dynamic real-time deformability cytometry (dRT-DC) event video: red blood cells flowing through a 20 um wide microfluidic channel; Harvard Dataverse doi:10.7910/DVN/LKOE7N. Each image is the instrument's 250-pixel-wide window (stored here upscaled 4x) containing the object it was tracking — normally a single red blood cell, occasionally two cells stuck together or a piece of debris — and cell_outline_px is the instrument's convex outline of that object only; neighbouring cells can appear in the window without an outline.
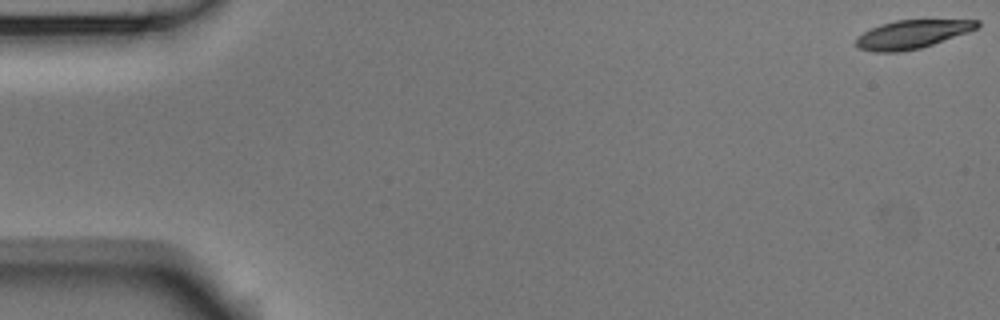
{"species": "Egyptian fruit bat (a non-hibernating species)", "species_latin": "Rousettus aegyptiacus", "temperature_condition": "room temperature", "stored_images_in_passage": 55, "camera_frame_rate_fps": 3000, "um_per_image_px": 0.085, "animal": {"sex": "male"}, "frame": {"image": 1, "passage_image": 1, "time_ms": 0.0, "image_size_px": [1000, 320], "cell_outline_px": [[980, 24], [976, 28], [968, 32], [920, 48], [900, 52], [872, 52], [860, 48], [856, 44], [856, 36], [880, 24], [896, 20], [980, 20]], "centroid_in_image_um": [77.5, 2.91], "position_along_channel_um": 7.5, "area_um2": 19.88}}
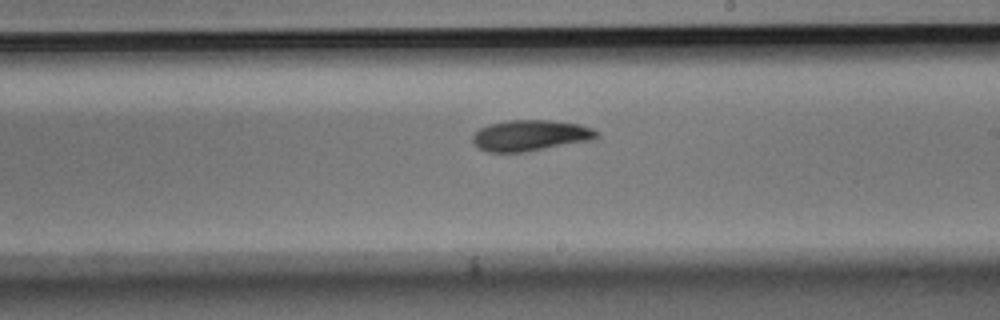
{"frame": {"image": 2, "passage_image": 32, "time_ms": 10.333, "image_size_px": [1000, 320], "cell_outline_px": [[600, 136], [596, 140], [524, 152], [488, 152], [480, 148], [472, 140], [472, 136], [480, 128], [488, 124], [508, 120], [552, 120], [580, 124], [592, 128], [600, 132]], "centroid_in_image_um": [45.16, 11.51], "position_along_channel_um": 243.8, "area_um2": 22.66}}
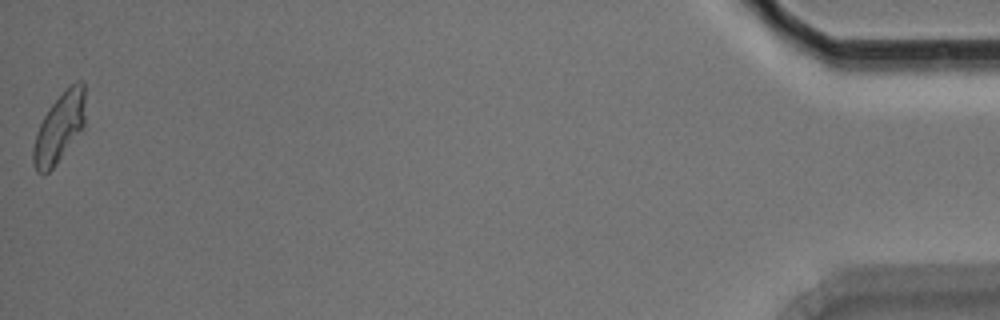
{"frame": {"image": 3, "passage_image": 55, "time_ms": 18.0, "image_size_px": [1000, 320], "cell_outline_px": [[84, 128], [56, 164], [48, 172], [36, 172], [32, 164], [32, 148], [36, 132], [48, 108], [76, 80], [84, 80]], "centroid_in_image_um": [5.03, 10.88], "position_along_channel_um": 430.2, "area_um2": 20.92}, "authors_computed_cell_mechanics": {"area_um2": 21.6172, "velocity_mm_per_s": 3.6759, "shape_relaxation_time_tau1_ms": 4.4707, "shape_relaxation_time_tau2_ms": 8.3951, "deformation_change_tau1": 0.1497, "deformation_change_tau2": 0.1576}}